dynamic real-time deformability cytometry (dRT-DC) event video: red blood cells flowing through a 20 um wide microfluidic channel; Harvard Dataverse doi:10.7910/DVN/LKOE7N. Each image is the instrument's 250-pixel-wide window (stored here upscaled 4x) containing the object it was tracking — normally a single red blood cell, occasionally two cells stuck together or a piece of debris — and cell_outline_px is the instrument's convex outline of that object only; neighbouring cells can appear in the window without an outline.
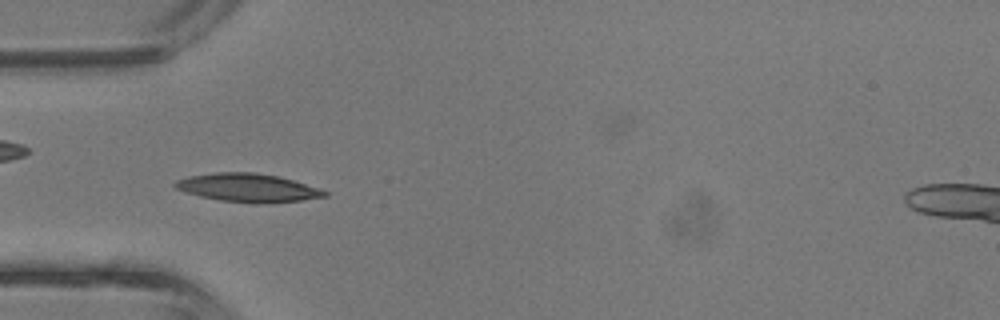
{"species": "common noctule bat (a hibernating species)", "species_latin": "Nyctalus noctula", "temperature_condition": "room temperature", "stored_images_in_passage": 42, "camera_frame_rate_fps": 3000, "um_per_image_px": 0.085, "animal": {"sex": "male", "body_mass_g": 13.3}, "frame": {"image": 1, "passage_image": 13, "time_ms": 4.0, "image_size_px": [1000, 320], "cell_outline_px": [[328, 196], [272, 204], [256, 204], [220, 200], [200, 196], [176, 188], [172, 184], [176, 180], [188, 176], [216, 172], [252, 172], [280, 176], [320, 188], [328, 192]], "centroid_in_image_um": [21.11, 15.96], "position_along_channel_um": 63.9, "area_um2": 24.91}}
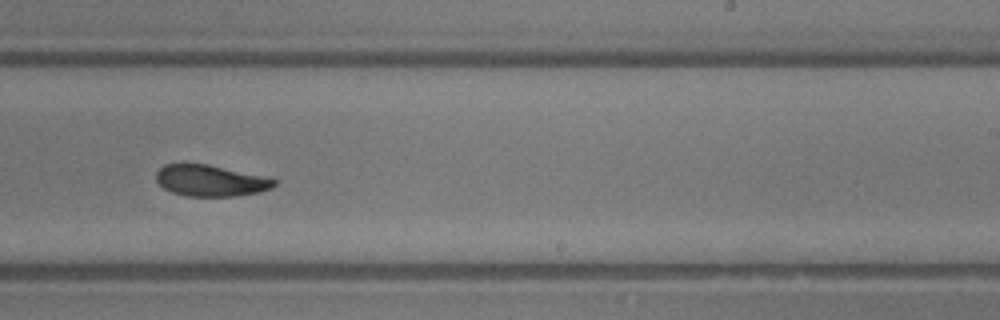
{"frame": {"image": 2, "passage_image": 26, "time_ms": 8.333, "image_size_px": [1000, 320], "cell_outline_px": [[276, 184], [272, 188], [256, 192], [232, 196], [188, 196], [172, 192], [164, 188], [156, 180], [156, 172], [164, 164], [184, 160], [208, 164], [260, 176], [276, 180]], "centroid_in_image_um": [17.78, 15.31], "position_along_channel_um": 271.2, "area_um2": 21.68}}
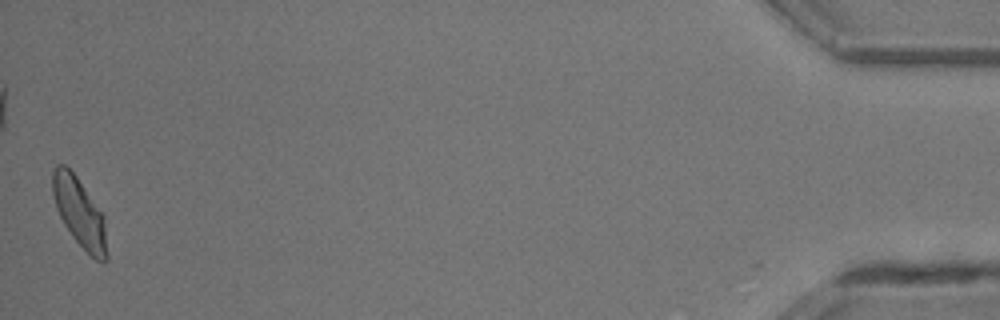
{"frame": {"image": 3, "passage_image": 42, "time_ms": 13.667, "image_size_px": [1000, 320], "cell_outline_px": [[108, 260], [96, 260], [72, 236], [64, 224], [56, 208], [52, 192], [52, 172], [56, 164], [64, 164], [76, 176], [104, 216], [108, 256]], "centroid_in_image_um": [6.75, 18.05], "position_along_channel_um": 428.5, "area_um2": 21.56}, "authors_computed_cell_mechanics": {"area_um2": 22.253, "velocity_mm_per_s": 4.7998, "shape_relaxation_time_tau1_ms": 3.4438, "shape_relaxation_time_tau2_ms": 4.0068, "deformation_change_tau1": 0.1439, "deformation_change_tau2": 0.1048}}